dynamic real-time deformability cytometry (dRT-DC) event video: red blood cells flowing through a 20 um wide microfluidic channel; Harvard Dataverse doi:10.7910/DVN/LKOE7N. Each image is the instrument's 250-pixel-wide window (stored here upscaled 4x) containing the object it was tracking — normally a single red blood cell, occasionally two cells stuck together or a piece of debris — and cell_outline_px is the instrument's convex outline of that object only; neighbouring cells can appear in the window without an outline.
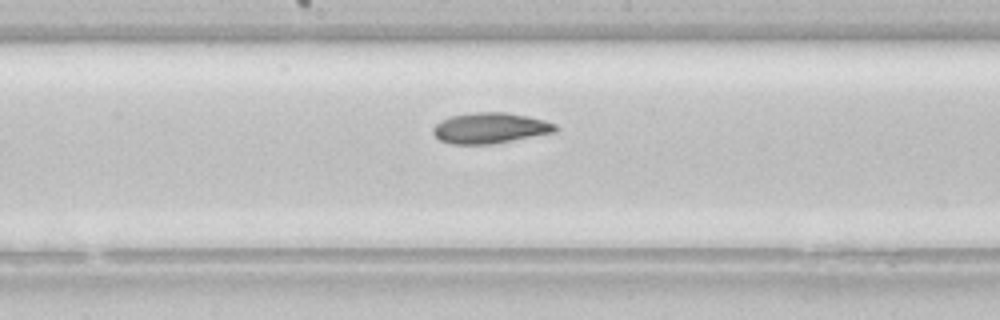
{"species": "common noctule bat (a hibernating species)", "species_latin": "Nyctalus noctula", "temperature_condition": "room temperature", "stored_images_in_passage": 38, "camera_frame_rate_fps": 3000, "um_per_image_px": 0.085, "animal": {"sex": "female", "body_mass_g": 22.7, "forearm_length_mm": 54.2}, "frame": {"image": 1, "passage_image": 17, "time_ms": 5.333, "image_size_px": [1000, 320], "cell_outline_px": [[560, 128], [556, 132], [492, 144], [452, 144], [440, 140], [432, 132], [432, 128], [440, 120], [448, 116], [476, 112], [504, 112], [528, 116], [544, 120], [556, 124]], "centroid_in_image_um": [41.66, 10.88], "position_along_channel_um": 206.5, "area_um2": 22.02}}